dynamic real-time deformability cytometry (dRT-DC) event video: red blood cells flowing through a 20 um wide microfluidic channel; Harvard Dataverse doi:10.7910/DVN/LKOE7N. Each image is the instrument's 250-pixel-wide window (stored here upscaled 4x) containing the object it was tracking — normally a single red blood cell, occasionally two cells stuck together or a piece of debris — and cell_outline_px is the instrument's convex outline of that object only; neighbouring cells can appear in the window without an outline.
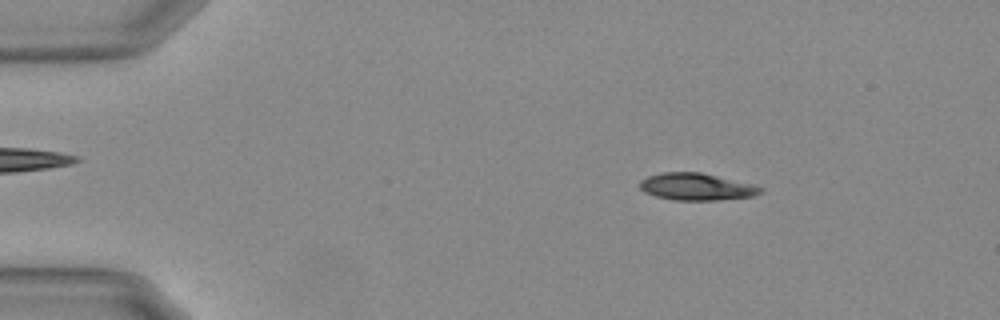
{"species": "Egyptian fruit bat (a non-hibernating species)", "species_latin": "Rousettus aegyptiacus", "temperature_condition": "warm", "stored_images_in_passage": 54, "camera_frame_rate_fps": 3000, "um_per_image_px": 0.085, "animal": {"sex": "female"}, "frame": {"image": 1, "passage_image": 8, "time_ms": 2.333, "image_size_px": [1000, 320], "cell_outline_px": [[764, 192], [752, 196], [720, 200], [672, 200], [656, 196], [644, 192], [640, 188], [640, 180], [648, 176], [664, 172], [700, 172], [752, 184], [764, 188]], "centroid_in_image_um": [59.21, 15.88], "position_along_channel_um": 25.8, "area_um2": 19.02}}
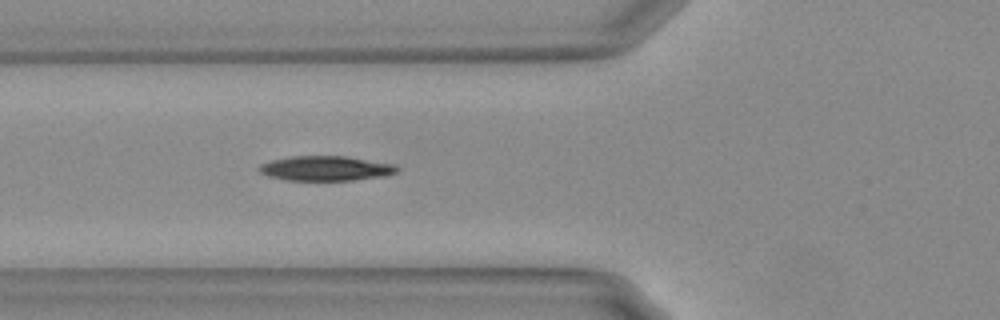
{"frame": {"image": 2, "passage_image": 20, "time_ms": 6.333, "image_size_px": [1000, 320], "cell_outline_px": [[400, 168], [396, 172], [384, 176], [352, 180], [284, 180], [268, 176], [260, 172], [260, 164], [272, 160], [292, 156], [348, 156], [396, 164]], "centroid_in_image_um": [27.73, 14.3], "position_along_channel_um": 98.1, "area_um2": 19.94}}
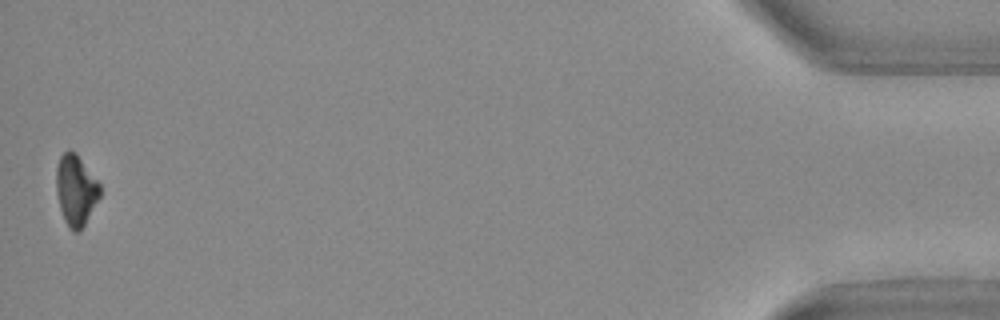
{"frame": {"image": 3, "passage_image": 54, "time_ms": 17.667, "image_size_px": [1000, 320], "cell_outline_px": [[100, 196], [80, 232], [72, 232], [68, 228], [64, 220], [60, 208], [56, 192], [56, 168], [60, 156], [68, 148], [76, 152], [100, 184]], "centroid_in_image_um": [6.43, 16.16], "position_along_channel_um": 428.8, "area_um2": 18.15}, "authors_computed_cell_mechanics": {"area_um2": 19.5364, "velocity_mm_per_s": 3.7115, "shape_relaxation_time_tau1_ms": 5.0606, "shape_relaxation_time_tau2_ms": null, "deformation_change_tau1": 0.1637, "deformation_change_tau2": null}}